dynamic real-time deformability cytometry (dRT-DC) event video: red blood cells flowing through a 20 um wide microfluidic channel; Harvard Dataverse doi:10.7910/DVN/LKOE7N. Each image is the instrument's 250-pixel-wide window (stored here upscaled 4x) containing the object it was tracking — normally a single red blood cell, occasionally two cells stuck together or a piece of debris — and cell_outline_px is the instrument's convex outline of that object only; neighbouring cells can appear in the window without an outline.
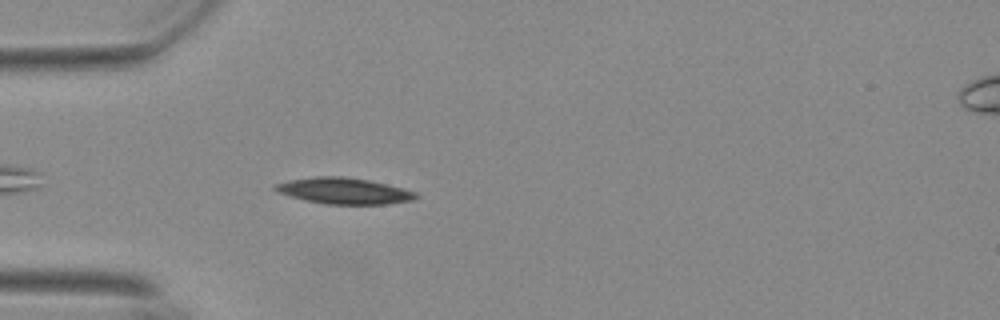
{"species": "Egyptian fruit bat (a non-hibernating species)", "species_latin": "Rousettus aegyptiacus", "temperature_condition": "warm", "stored_images_in_passage": 43, "camera_frame_rate_fps": 3000, "um_per_image_px": 0.085, "animal": {"sex": "female"}, "frame": {"image": 1, "passage_image": 4, "time_ms": 1.0, "image_size_px": [1000, 320], "cell_outline_px": [[420, 196], [412, 200], [384, 204], [324, 204], [292, 196], [280, 192], [272, 188], [272, 184], [288, 180], [316, 176], [344, 176], [368, 180], [416, 192]], "centroid_in_image_um": [29.21, 16.21], "position_along_channel_um": 55.8, "area_um2": 21.15}}
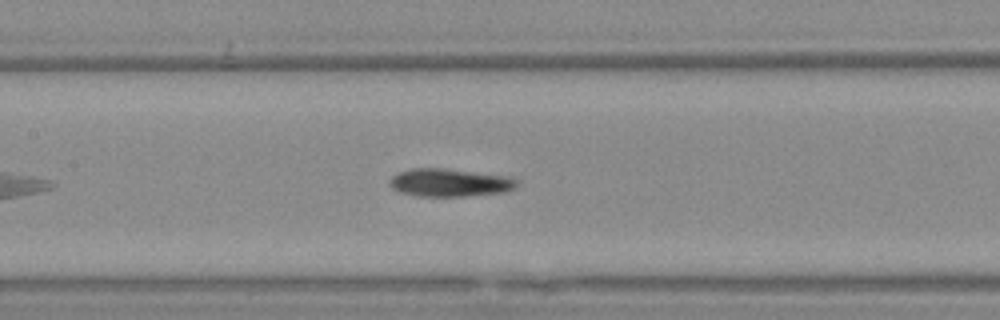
{"frame": {"image": 2, "passage_image": 14, "time_ms": 4.333, "image_size_px": [1000, 320], "cell_outline_px": [[516, 184], [512, 188], [504, 192], [464, 196], [416, 196], [400, 192], [392, 188], [388, 184], [388, 180], [396, 172], [412, 168], [444, 168], [512, 176], [516, 180]], "centroid_in_image_um": [38.16, 15.51], "position_along_channel_um": 169.2, "area_um2": 20.87}}
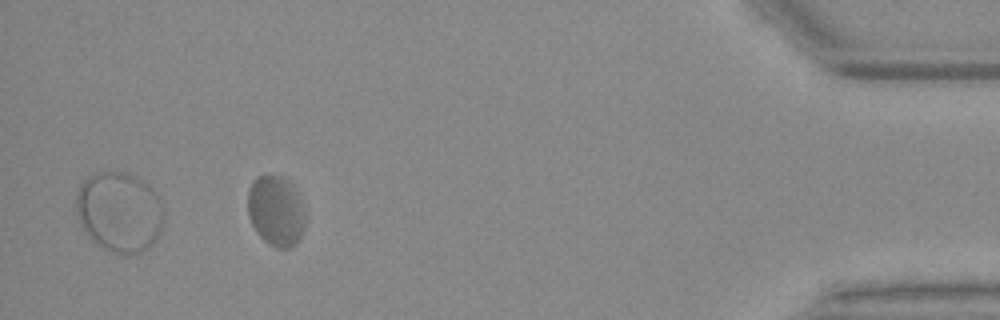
{"frame": {"image": 3, "passage_image": 39, "time_ms": 12.667, "image_size_px": [1000, 320], "cell_outline_px": [[304, 228], [296, 244], [288, 248], [276, 248], [268, 244], [256, 232], [248, 216], [248, 188], [256, 176], [268, 172], [280, 176], [288, 180], [304, 212]], "centroid_in_image_um": [23.4, 17.91], "position_along_channel_um": 411.8, "area_um2": 23.52}, "authors_computed_cell_mechanics": {"area_um2": 20.8658, "velocity_mm_per_s": 3.6213, "shape_relaxation_time_tau1_ms": null, "shape_relaxation_time_tau2_ms": 1.766, "deformation_change_tau1": null, "deformation_change_tau2": 0.0736}}